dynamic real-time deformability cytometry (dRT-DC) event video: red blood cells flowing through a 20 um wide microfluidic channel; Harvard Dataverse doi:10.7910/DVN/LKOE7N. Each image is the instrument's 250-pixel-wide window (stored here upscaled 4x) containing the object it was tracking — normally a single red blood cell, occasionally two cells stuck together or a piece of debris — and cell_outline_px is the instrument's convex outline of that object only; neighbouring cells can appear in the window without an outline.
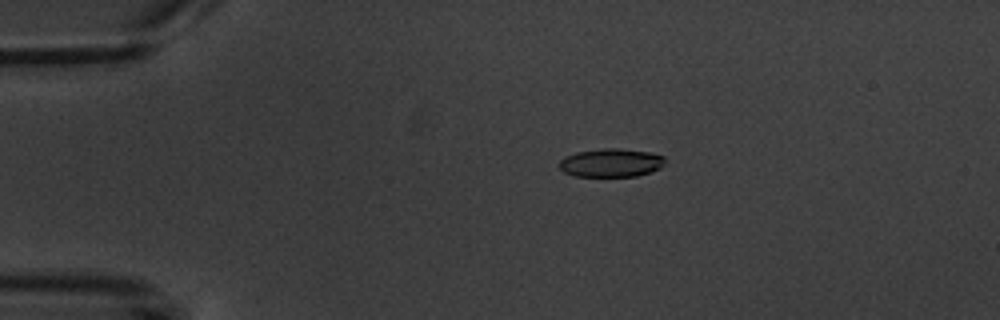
{"species": "common noctule bat (a hibernating species)", "species_latin": "Nyctalus noctula", "temperature_condition": "warm", "stored_images_in_passage": 8, "camera_frame_rate_fps": 3000, "um_per_image_px": 0.085, "animal": {"sex": "male", "body_mass_g": 20.1, "forearm_length_mm": 53.5}, "frame": {"image": 1, "passage_image": 4, "time_ms": 3.333, "image_size_px": [1000, 320], "cell_outline_px": [[664, 164], [660, 168], [636, 176], [576, 176], [564, 172], [560, 168], [560, 160], [564, 156], [576, 152], [604, 148], [616, 148], [648, 152], [664, 156]], "centroid_in_image_um": [51.92, 13.83], "position_along_channel_um": 33.1, "area_um2": 17.34}}
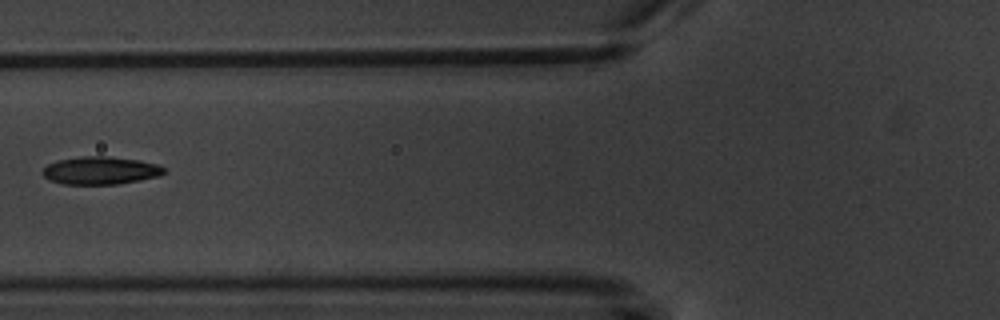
{"frame": {"image": 2, "passage_image": 7, "time_ms": 7.0, "image_size_px": [1000, 320], "cell_outline_px": [[164, 172], [160, 176], [140, 180], [116, 184], [64, 184], [48, 180], [40, 172], [48, 164], [60, 160], [84, 156], [108, 156], [140, 160], [156, 164], [164, 168]], "centroid_in_image_um": [8.53, 14.49], "position_along_channel_um": 117.3, "area_um2": 19.59}}
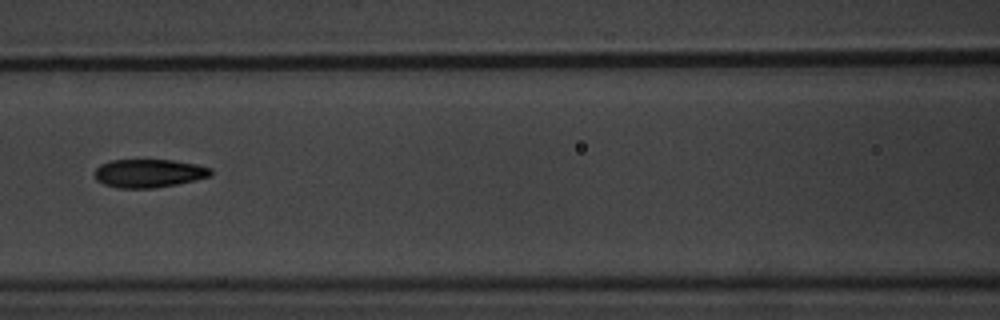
{"frame": {"image": 3, "passage_image": 8, "time_ms": 8.0, "image_size_px": [1000, 320], "cell_outline_px": [[212, 176], [196, 180], [176, 184], [152, 188], [116, 188], [104, 184], [96, 180], [92, 172], [100, 164], [112, 160], [172, 160], [196, 164], [212, 168]], "centroid_in_image_um": [12.63, 14.73], "position_along_channel_um": 154.0, "area_um2": 19.36}}